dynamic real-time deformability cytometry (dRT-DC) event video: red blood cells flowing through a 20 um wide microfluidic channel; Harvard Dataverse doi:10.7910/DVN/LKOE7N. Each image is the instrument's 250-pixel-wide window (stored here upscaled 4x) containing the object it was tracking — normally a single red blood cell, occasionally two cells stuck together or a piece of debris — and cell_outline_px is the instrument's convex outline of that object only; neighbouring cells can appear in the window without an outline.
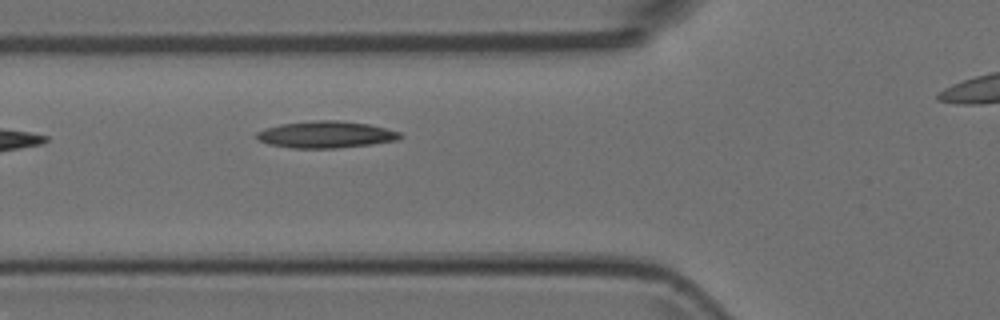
{"species": "Egyptian fruit bat (a non-hibernating species)", "species_latin": "Rousettus aegyptiacus", "temperature_condition": "room temperature", "stored_images_in_passage": 3, "segment_of_instrument_passage": [1, 2], "camera_frame_rate_fps": 3000, "um_per_image_px": 0.085, "animal": {"sex": "female"}, "frame": {"image": 1, "passage_image": 2, "time_ms": 0.333, "image_size_px": [1000, 320], "cell_outline_px": [[404, 136], [400, 140], [372, 144], [336, 148], [292, 148], [268, 144], [260, 140], [256, 136], [256, 132], [264, 128], [280, 124], [316, 120], [336, 120], [368, 124], [400, 132]], "centroid_in_image_um": [27.71, 11.44], "position_along_channel_um": 98.1, "area_um2": 22.43}}